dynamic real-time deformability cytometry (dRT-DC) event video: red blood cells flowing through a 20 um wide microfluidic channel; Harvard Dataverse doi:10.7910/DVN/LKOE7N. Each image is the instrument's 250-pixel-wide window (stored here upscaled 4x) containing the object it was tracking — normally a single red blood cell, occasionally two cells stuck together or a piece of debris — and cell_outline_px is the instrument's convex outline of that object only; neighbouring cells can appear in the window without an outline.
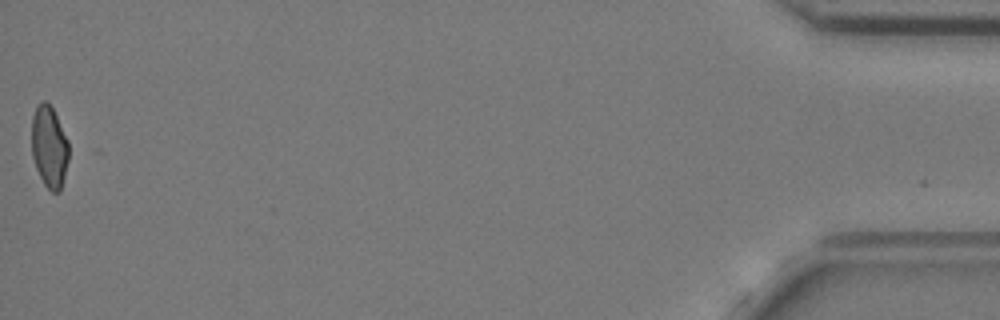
{"species": "common noctule bat (a hibernating species)", "species_latin": "Nyctalus noctula", "temperature_condition": "cold", "stored_images_in_passage": 51, "camera_frame_rate_fps": 3000, "um_per_image_px": 0.085, "animal": {"sex": "female", "body_mass_g": 24.6, "forearm_length_mm": 56.2}, "frame": {"image": 1, "passage_image": 51, "time_ms": 16.667, "image_size_px": [1000, 320], "cell_outline_px": [[68, 160], [60, 192], [52, 192], [44, 184], [36, 168], [32, 156], [32, 116], [36, 104], [40, 100], [44, 100], [52, 108], [68, 140]], "centroid_in_image_um": [4.17, 12.46], "position_along_channel_um": 431.0, "area_um2": 17.63}, "authors_computed_cell_mechanics": {"area_um2": 18.785, "velocity_mm_per_s": 3.6677, "shape_relaxation_time_tau1_ms": null, "shape_relaxation_time_tau2_ms": 8.2133, "deformation_change_tau1": null, "deformation_change_tau2": 0.1464}}